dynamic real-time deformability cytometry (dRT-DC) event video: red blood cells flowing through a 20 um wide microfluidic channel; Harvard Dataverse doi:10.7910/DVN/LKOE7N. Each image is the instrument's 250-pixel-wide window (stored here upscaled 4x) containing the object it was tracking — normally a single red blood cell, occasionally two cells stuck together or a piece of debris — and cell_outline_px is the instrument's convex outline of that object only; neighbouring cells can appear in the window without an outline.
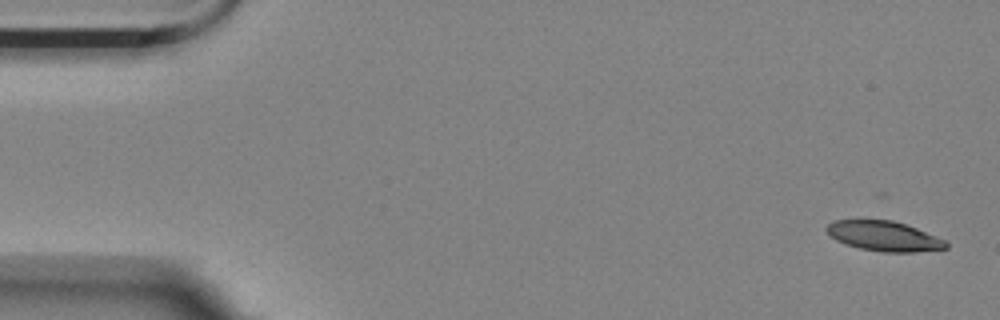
{"species": "Egyptian fruit bat (a non-hibernating species)", "species_latin": "Rousettus aegyptiacus", "temperature_condition": "room temperature", "stored_images_in_passage": 5, "camera_frame_rate_fps": 3000, "um_per_image_px": 0.085, "animal": {"sex": "female"}, "frame": {"image": 1, "passage_image": 5, "time_ms": 6.333, "image_size_px": [1000, 320], "cell_outline_px": [[948, 248], [912, 252], [884, 252], [860, 248], [844, 244], [836, 240], [824, 228], [832, 220], [892, 220], [916, 228], [944, 240], [948, 244]], "centroid_in_image_um": [75.1, 20.07], "position_along_channel_um": 9.9, "area_um2": 20.58}}